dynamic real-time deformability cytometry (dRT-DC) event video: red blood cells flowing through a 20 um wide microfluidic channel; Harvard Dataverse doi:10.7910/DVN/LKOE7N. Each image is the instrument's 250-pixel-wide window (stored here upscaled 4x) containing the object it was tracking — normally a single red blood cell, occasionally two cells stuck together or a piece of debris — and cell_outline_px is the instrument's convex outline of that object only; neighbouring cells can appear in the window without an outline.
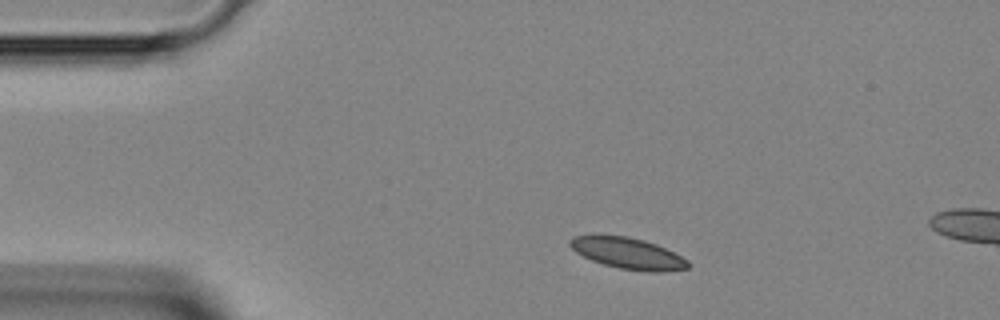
{"species": "Egyptian fruit bat (a non-hibernating species)", "species_latin": "Rousettus aegyptiacus", "temperature_condition": "room temperature", "stored_images_in_passage": 7, "camera_frame_rate_fps": 3000, "um_per_image_px": 0.085, "animal": {"sex": "female"}, "frame": {"image": 1, "passage_image": 4, "time_ms": 1.0, "image_size_px": [1000, 320], "cell_outline_px": [[692, 264], [688, 268], [664, 272], [648, 272], [620, 268], [604, 264], [592, 260], [576, 252], [568, 244], [568, 240], [576, 236], [628, 236], [644, 240], [656, 244], [688, 260]], "centroid_in_image_um": [53.41, 21.55], "position_along_channel_um": 31.6, "area_um2": 21.21}}